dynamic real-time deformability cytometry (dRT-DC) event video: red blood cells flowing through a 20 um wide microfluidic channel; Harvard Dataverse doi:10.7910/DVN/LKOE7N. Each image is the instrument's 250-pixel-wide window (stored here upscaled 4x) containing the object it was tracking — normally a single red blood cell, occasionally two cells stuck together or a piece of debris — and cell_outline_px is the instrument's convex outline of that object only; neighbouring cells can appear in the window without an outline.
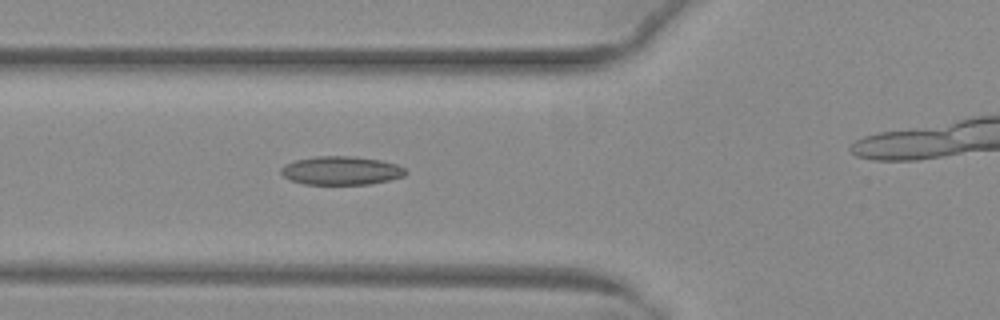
{"species": "common noctule bat (a hibernating species)", "species_latin": "Nyctalus noctula", "temperature_condition": "warm", "stored_images_in_passage": 29, "camera_frame_rate_fps": 3000, "um_per_image_px": 0.085, "animal": {"sex": "female", "body_mass_g": 29.2, "forearm_length_mm": 56.3}, "frame": {"image": 1, "passage_image": 6, "time_ms": 1.667, "image_size_px": [1000, 320], "cell_outline_px": [[408, 172], [404, 176], [388, 180], [368, 184], [304, 184], [288, 180], [280, 172], [280, 168], [284, 164], [296, 160], [316, 156], [356, 156], [380, 160], [396, 164], [404, 168]], "centroid_in_image_um": [28.97, 14.49], "position_along_channel_um": 96.8, "area_um2": 20.81}}
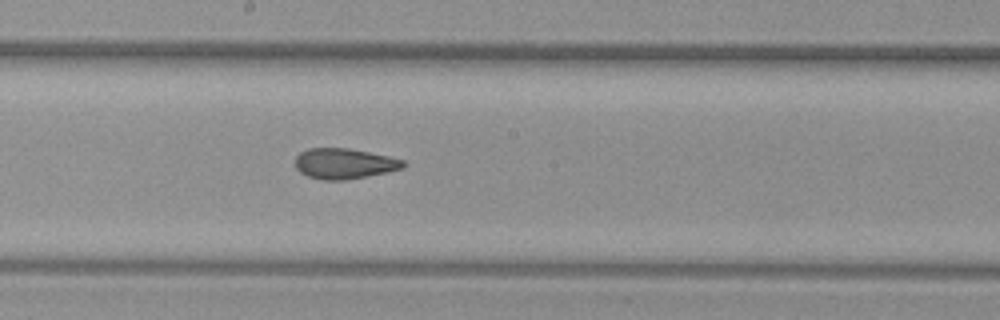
{"frame": {"image": 2, "passage_image": 15, "time_ms": 4.667, "image_size_px": [1000, 320], "cell_outline_px": [[404, 168], [348, 180], [320, 180], [308, 176], [300, 172], [296, 168], [296, 156], [300, 152], [308, 148], [348, 148], [388, 156], [404, 160]], "centroid_in_image_um": [29.24, 13.91], "position_along_channel_um": 219.0, "area_um2": 19.13}}
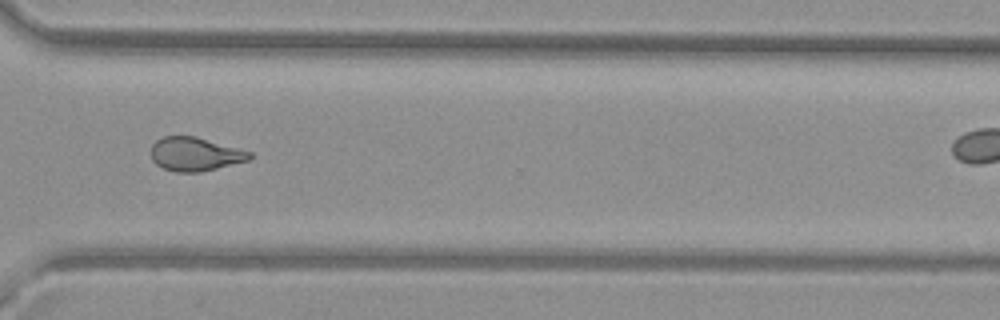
{"frame": {"image": 3, "passage_image": 25, "time_ms": 8.0, "image_size_px": [1000, 320], "cell_outline_px": [[252, 156], [248, 160], [200, 172], [176, 172], [164, 168], [156, 164], [152, 160], [152, 144], [156, 140], [164, 136], [196, 136], [252, 152]], "centroid_in_image_um": [16.57, 13.09], "position_along_channel_um": 354.0, "area_um2": 19.19}}